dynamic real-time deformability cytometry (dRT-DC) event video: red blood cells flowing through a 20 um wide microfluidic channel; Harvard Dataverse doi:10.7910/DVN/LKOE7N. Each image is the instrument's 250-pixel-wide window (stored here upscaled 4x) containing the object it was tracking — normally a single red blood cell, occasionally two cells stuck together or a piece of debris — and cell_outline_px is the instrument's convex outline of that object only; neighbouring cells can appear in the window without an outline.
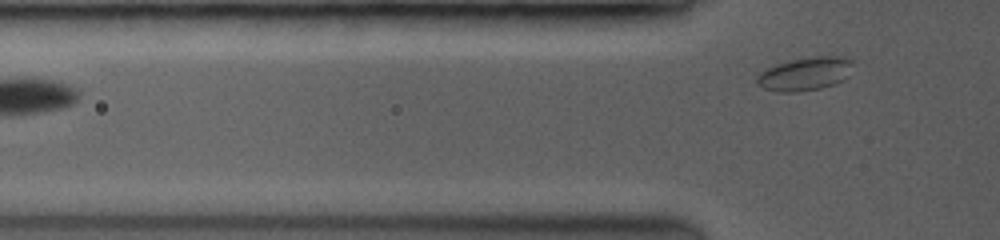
{"species": "common noctule bat (a hibernating species)", "species_latin": "Nyctalus noctula", "temperature_condition": "room temperature", "stored_images_in_passage": 2, "camera_frame_rate_fps": 3500, "um_per_image_px": 0.085, "animal": {"sex": "female", "body_mass_g": 19.0, "forearm_length_mm": 53.3}, "frame": {"image": 1, "passage_image": 2, "time_ms": 1.143, "image_size_px": [1000, 240], "cell_outline_px": [[852, 60], [848, 76], [832, 84], [820, 88], [792, 92], [780, 92], [764, 88], [756, 80], [756, 76], [760, 72], [776, 64], [808, 56], [840, 56]], "centroid_in_image_um": [68.41, 6.26], "position_along_channel_um": 57.4, "area_um2": 18.26}}